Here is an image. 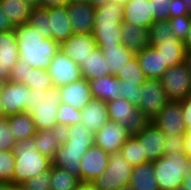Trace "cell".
I'll return each instance as SVG.
<instances>
[{
  "instance_id": "obj_6",
  "label": "cell",
  "mask_w": 191,
  "mask_h": 190,
  "mask_svg": "<svg viewBox=\"0 0 191 190\" xmlns=\"http://www.w3.org/2000/svg\"><path fill=\"white\" fill-rule=\"evenodd\" d=\"M133 166L129 164L120 151L110 153L109 163L103 174L92 183L98 190H117L130 184Z\"/></svg>"
},
{
  "instance_id": "obj_47",
  "label": "cell",
  "mask_w": 191,
  "mask_h": 190,
  "mask_svg": "<svg viewBox=\"0 0 191 190\" xmlns=\"http://www.w3.org/2000/svg\"><path fill=\"white\" fill-rule=\"evenodd\" d=\"M166 142L164 144L165 154L175 152H184L185 134L178 136H165Z\"/></svg>"
},
{
  "instance_id": "obj_40",
  "label": "cell",
  "mask_w": 191,
  "mask_h": 190,
  "mask_svg": "<svg viewBox=\"0 0 191 190\" xmlns=\"http://www.w3.org/2000/svg\"><path fill=\"white\" fill-rule=\"evenodd\" d=\"M81 122V111L71 106L61 103L57 113V125L59 129H64L71 125H77Z\"/></svg>"
},
{
  "instance_id": "obj_20",
  "label": "cell",
  "mask_w": 191,
  "mask_h": 190,
  "mask_svg": "<svg viewBox=\"0 0 191 190\" xmlns=\"http://www.w3.org/2000/svg\"><path fill=\"white\" fill-rule=\"evenodd\" d=\"M61 103L67 104L74 109H83L92 99L88 80L82 78L73 83L58 88Z\"/></svg>"
},
{
  "instance_id": "obj_1",
  "label": "cell",
  "mask_w": 191,
  "mask_h": 190,
  "mask_svg": "<svg viewBox=\"0 0 191 190\" xmlns=\"http://www.w3.org/2000/svg\"><path fill=\"white\" fill-rule=\"evenodd\" d=\"M14 31L20 60L29 67L47 70L60 50V44L53 39H45L39 30L28 23L15 26Z\"/></svg>"
},
{
  "instance_id": "obj_68",
  "label": "cell",
  "mask_w": 191,
  "mask_h": 190,
  "mask_svg": "<svg viewBox=\"0 0 191 190\" xmlns=\"http://www.w3.org/2000/svg\"><path fill=\"white\" fill-rule=\"evenodd\" d=\"M189 158V163H188V172H191V155H187Z\"/></svg>"
},
{
  "instance_id": "obj_48",
  "label": "cell",
  "mask_w": 191,
  "mask_h": 190,
  "mask_svg": "<svg viewBox=\"0 0 191 190\" xmlns=\"http://www.w3.org/2000/svg\"><path fill=\"white\" fill-rule=\"evenodd\" d=\"M28 69H32V67L19 60L11 69L10 82L24 83L27 80Z\"/></svg>"
},
{
  "instance_id": "obj_18",
  "label": "cell",
  "mask_w": 191,
  "mask_h": 190,
  "mask_svg": "<svg viewBox=\"0 0 191 190\" xmlns=\"http://www.w3.org/2000/svg\"><path fill=\"white\" fill-rule=\"evenodd\" d=\"M89 147L70 146L62 141L52 159V165L68 171L81 181L80 161Z\"/></svg>"
},
{
  "instance_id": "obj_29",
  "label": "cell",
  "mask_w": 191,
  "mask_h": 190,
  "mask_svg": "<svg viewBox=\"0 0 191 190\" xmlns=\"http://www.w3.org/2000/svg\"><path fill=\"white\" fill-rule=\"evenodd\" d=\"M129 185L133 190H159L158 182L154 175V163L145 162L134 166Z\"/></svg>"
},
{
  "instance_id": "obj_57",
  "label": "cell",
  "mask_w": 191,
  "mask_h": 190,
  "mask_svg": "<svg viewBox=\"0 0 191 190\" xmlns=\"http://www.w3.org/2000/svg\"><path fill=\"white\" fill-rule=\"evenodd\" d=\"M185 50H191V27L189 29L187 37L183 41Z\"/></svg>"
},
{
  "instance_id": "obj_38",
  "label": "cell",
  "mask_w": 191,
  "mask_h": 190,
  "mask_svg": "<svg viewBox=\"0 0 191 190\" xmlns=\"http://www.w3.org/2000/svg\"><path fill=\"white\" fill-rule=\"evenodd\" d=\"M49 12L46 8L35 7L31 13L28 24L42 33L45 39H51L52 32L49 30Z\"/></svg>"
},
{
  "instance_id": "obj_17",
  "label": "cell",
  "mask_w": 191,
  "mask_h": 190,
  "mask_svg": "<svg viewBox=\"0 0 191 190\" xmlns=\"http://www.w3.org/2000/svg\"><path fill=\"white\" fill-rule=\"evenodd\" d=\"M19 60L15 31L0 32V78L10 81L11 69Z\"/></svg>"
},
{
  "instance_id": "obj_61",
  "label": "cell",
  "mask_w": 191,
  "mask_h": 190,
  "mask_svg": "<svg viewBox=\"0 0 191 190\" xmlns=\"http://www.w3.org/2000/svg\"><path fill=\"white\" fill-rule=\"evenodd\" d=\"M185 140H191V123L185 130Z\"/></svg>"
},
{
  "instance_id": "obj_53",
  "label": "cell",
  "mask_w": 191,
  "mask_h": 190,
  "mask_svg": "<svg viewBox=\"0 0 191 190\" xmlns=\"http://www.w3.org/2000/svg\"><path fill=\"white\" fill-rule=\"evenodd\" d=\"M70 2L71 0H41L40 7L47 9L49 7L66 6Z\"/></svg>"
},
{
  "instance_id": "obj_59",
  "label": "cell",
  "mask_w": 191,
  "mask_h": 190,
  "mask_svg": "<svg viewBox=\"0 0 191 190\" xmlns=\"http://www.w3.org/2000/svg\"><path fill=\"white\" fill-rule=\"evenodd\" d=\"M16 187H14L9 182H0V190H15Z\"/></svg>"
},
{
  "instance_id": "obj_52",
  "label": "cell",
  "mask_w": 191,
  "mask_h": 190,
  "mask_svg": "<svg viewBox=\"0 0 191 190\" xmlns=\"http://www.w3.org/2000/svg\"><path fill=\"white\" fill-rule=\"evenodd\" d=\"M15 26L12 24V22L6 17L4 14V11L0 7V32H6L14 30Z\"/></svg>"
},
{
  "instance_id": "obj_71",
  "label": "cell",
  "mask_w": 191,
  "mask_h": 190,
  "mask_svg": "<svg viewBox=\"0 0 191 190\" xmlns=\"http://www.w3.org/2000/svg\"><path fill=\"white\" fill-rule=\"evenodd\" d=\"M154 1L166 2V1H171V0H154Z\"/></svg>"
},
{
  "instance_id": "obj_3",
  "label": "cell",
  "mask_w": 191,
  "mask_h": 190,
  "mask_svg": "<svg viewBox=\"0 0 191 190\" xmlns=\"http://www.w3.org/2000/svg\"><path fill=\"white\" fill-rule=\"evenodd\" d=\"M60 105L61 97L57 87L48 90L31 89L25 113L33 118L37 131L59 129L57 113Z\"/></svg>"
},
{
  "instance_id": "obj_12",
  "label": "cell",
  "mask_w": 191,
  "mask_h": 190,
  "mask_svg": "<svg viewBox=\"0 0 191 190\" xmlns=\"http://www.w3.org/2000/svg\"><path fill=\"white\" fill-rule=\"evenodd\" d=\"M152 122L165 136L185 134L186 126L183 119L181 102L169 101Z\"/></svg>"
},
{
  "instance_id": "obj_51",
  "label": "cell",
  "mask_w": 191,
  "mask_h": 190,
  "mask_svg": "<svg viewBox=\"0 0 191 190\" xmlns=\"http://www.w3.org/2000/svg\"><path fill=\"white\" fill-rule=\"evenodd\" d=\"M180 102H181L183 119L185 122V126L187 128L190 126L191 123V95L187 96L186 98H183L182 100H180Z\"/></svg>"
},
{
  "instance_id": "obj_58",
  "label": "cell",
  "mask_w": 191,
  "mask_h": 190,
  "mask_svg": "<svg viewBox=\"0 0 191 190\" xmlns=\"http://www.w3.org/2000/svg\"><path fill=\"white\" fill-rule=\"evenodd\" d=\"M109 0H90L89 3H91L95 8H99L101 6H104L108 3Z\"/></svg>"
},
{
  "instance_id": "obj_10",
  "label": "cell",
  "mask_w": 191,
  "mask_h": 190,
  "mask_svg": "<svg viewBox=\"0 0 191 190\" xmlns=\"http://www.w3.org/2000/svg\"><path fill=\"white\" fill-rule=\"evenodd\" d=\"M47 71L51 77L53 86L57 88L83 78L80 66L61 49L52 59Z\"/></svg>"
},
{
  "instance_id": "obj_65",
  "label": "cell",
  "mask_w": 191,
  "mask_h": 190,
  "mask_svg": "<svg viewBox=\"0 0 191 190\" xmlns=\"http://www.w3.org/2000/svg\"><path fill=\"white\" fill-rule=\"evenodd\" d=\"M6 118V115L4 113V108L2 105V101L0 100V119Z\"/></svg>"
},
{
  "instance_id": "obj_66",
  "label": "cell",
  "mask_w": 191,
  "mask_h": 190,
  "mask_svg": "<svg viewBox=\"0 0 191 190\" xmlns=\"http://www.w3.org/2000/svg\"><path fill=\"white\" fill-rule=\"evenodd\" d=\"M116 1L119 5L125 6L130 0H114Z\"/></svg>"
},
{
  "instance_id": "obj_33",
  "label": "cell",
  "mask_w": 191,
  "mask_h": 190,
  "mask_svg": "<svg viewBox=\"0 0 191 190\" xmlns=\"http://www.w3.org/2000/svg\"><path fill=\"white\" fill-rule=\"evenodd\" d=\"M6 119L16 142L32 138L37 133L35 123L30 114H12L6 116Z\"/></svg>"
},
{
  "instance_id": "obj_55",
  "label": "cell",
  "mask_w": 191,
  "mask_h": 190,
  "mask_svg": "<svg viewBox=\"0 0 191 190\" xmlns=\"http://www.w3.org/2000/svg\"><path fill=\"white\" fill-rule=\"evenodd\" d=\"M182 187H184L185 190H191V172H188L184 177Z\"/></svg>"
},
{
  "instance_id": "obj_9",
  "label": "cell",
  "mask_w": 191,
  "mask_h": 190,
  "mask_svg": "<svg viewBox=\"0 0 191 190\" xmlns=\"http://www.w3.org/2000/svg\"><path fill=\"white\" fill-rule=\"evenodd\" d=\"M133 134L142 141L147 162H154L164 156L165 134L152 121H143Z\"/></svg>"
},
{
  "instance_id": "obj_44",
  "label": "cell",
  "mask_w": 191,
  "mask_h": 190,
  "mask_svg": "<svg viewBox=\"0 0 191 190\" xmlns=\"http://www.w3.org/2000/svg\"><path fill=\"white\" fill-rule=\"evenodd\" d=\"M18 188L20 190H50V169L25 181Z\"/></svg>"
},
{
  "instance_id": "obj_37",
  "label": "cell",
  "mask_w": 191,
  "mask_h": 190,
  "mask_svg": "<svg viewBox=\"0 0 191 190\" xmlns=\"http://www.w3.org/2000/svg\"><path fill=\"white\" fill-rule=\"evenodd\" d=\"M119 80L125 81V83H135L138 86H142L148 79L145 73L141 70L139 60L135 56L131 62L127 64L119 74H117Z\"/></svg>"
},
{
  "instance_id": "obj_19",
  "label": "cell",
  "mask_w": 191,
  "mask_h": 190,
  "mask_svg": "<svg viewBox=\"0 0 191 190\" xmlns=\"http://www.w3.org/2000/svg\"><path fill=\"white\" fill-rule=\"evenodd\" d=\"M109 120L123 124L133 131L142 122L138 108L125 98H118L107 102Z\"/></svg>"
},
{
  "instance_id": "obj_13",
  "label": "cell",
  "mask_w": 191,
  "mask_h": 190,
  "mask_svg": "<svg viewBox=\"0 0 191 190\" xmlns=\"http://www.w3.org/2000/svg\"><path fill=\"white\" fill-rule=\"evenodd\" d=\"M110 154L93 144L83 154L80 161L81 181L92 182L104 173Z\"/></svg>"
},
{
  "instance_id": "obj_24",
  "label": "cell",
  "mask_w": 191,
  "mask_h": 190,
  "mask_svg": "<svg viewBox=\"0 0 191 190\" xmlns=\"http://www.w3.org/2000/svg\"><path fill=\"white\" fill-rule=\"evenodd\" d=\"M122 44L133 53H138L150 46L149 29L122 21Z\"/></svg>"
},
{
  "instance_id": "obj_70",
  "label": "cell",
  "mask_w": 191,
  "mask_h": 190,
  "mask_svg": "<svg viewBox=\"0 0 191 190\" xmlns=\"http://www.w3.org/2000/svg\"><path fill=\"white\" fill-rule=\"evenodd\" d=\"M172 190H185V188L180 186V187H177V188H173Z\"/></svg>"
},
{
  "instance_id": "obj_16",
  "label": "cell",
  "mask_w": 191,
  "mask_h": 190,
  "mask_svg": "<svg viewBox=\"0 0 191 190\" xmlns=\"http://www.w3.org/2000/svg\"><path fill=\"white\" fill-rule=\"evenodd\" d=\"M96 48L93 33L72 34L60 44V49L79 66H84V61Z\"/></svg>"
},
{
  "instance_id": "obj_67",
  "label": "cell",
  "mask_w": 191,
  "mask_h": 190,
  "mask_svg": "<svg viewBox=\"0 0 191 190\" xmlns=\"http://www.w3.org/2000/svg\"><path fill=\"white\" fill-rule=\"evenodd\" d=\"M117 190H133V189L131 188L130 185H128V186H123L121 188H118Z\"/></svg>"
},
{
  "instance_id": "obj_25",
  "label": "cell",
  "mask_w": 191,
  "mask_h": 190,
  "mask_svg": "<svg viewBox=\"0 0 191 190\" xmlns=\"http://www.w3.org/2000/svg\"><path fill=\"white\" fill-rule=\"evenodd\" d=\"M136 57L139 60L141 70L147 78L160 79L162 74L169 68L164 64L161 54L153 46H148L139 51L136 53Z\"/></svg>"
},
{
  "instance_id": "obj_27",
  "label": "cell",
  "mask_w": 191,
  "mask_h": 190,
  "mask_svg": "<svg viewBox=\"0 0 191 190\" xmlns=\"http://www.w3.org/2000/svg\"><path fill=\"white\" fill-rule=\"evenodd\" d=\"M158 53L161 54L164 64L168 67H173L184 63L185 48L183 41L175 38L160 39L153 46Z\"/></svg>"
},
{
  "instance_id": "obj_21",
  "label": "cell",
  "mask_w": 191,
  "mask_h": 190,
  "mask_svg": "<svg viewBox=\"0 0 191 190\" xmlns=\"http://www.w3.org/2000/svg\"><path fill=\"white\" fill-rule=\"evenodd\" d=\"M123 21L150 28L156 21L150 0H130L123 7Z\"/></svg>"
},
{
  "instance_id": "obj_36",
  "label": "cell",
  "mask_w": 191,
  "mask_h": 190,
  "mask_svg": "<svg viewBox=\"0 0 191 190\" xmlns=\"http://www.w3.org/2000/svg\"><path fill=\"white\" fill-rule=\"evenodd\" d=\"M80 181L68 171L51 165L50 190H74Z\"/></svg>"
},
{
  "instance_id": "obj_34",
  "label": "cell",
  "mask_w": 191,
  "mask_h": 190,
  "mask_svg": "<svg viewBox=\"0 0 191 190\" xmlns=\"http://www.w3.org/2000/svg\"><path fill=\"white\" fill-rule=\"evenodd\" d=\"M63 141L70 146L90 147L94 144V134L79 123L63 129Z\"/></svg>"
},
{
  "instance_id": "obj_30",
  "label": "cell",
  "mask_w": 191,
  "mask_h": 190,
  "mask_svg": "<svg viewBox=\"0 0 191 190\" xmlns=\"http://www.w3.org/2000/svg\"><path fill=\"white\" fill-rule=\"evenodd\" d=\"M82 77L86 80L100 79L111 75L105 56L97 47L84 61V66H80Z\"/></svg>"
},
{
  "instance_id": "obj_45",
  "label": "cell",
  "mask_w": 191,
  "mask_h": 190,
  "mask_svg": "<svg viewBox=\"0 0 191 190\" xmlns=\"http://www.w3.org/2000/svg\"><path fill=\"white\" fill-rule=\"evenodd\" d=\"M120 85L122 86V92L119 98H125L129 103L138 108L141 103V86L135 83H125L123 80H120Z\"/></svg>"
},
{
  "instance_id": "obj_63",
  "label": "cell",
  "mask_w": 191,
  "mask_h": 190,
  "mask_svg": "<svg viewBox=\"0 0 191 190\" xmlns=\"http://www.w3.org/2000/svg\"><path fill=\"white\" fill-rule=\"evenodd\" d=\"M6 82L7 81L5 79L0 78V96L2 95V92H3V89H4Z\"/></svg>"
},
{
  "instance_id": "obj_42",
  "label": "cell",
  "mask_w": 191,
  "mask_h": 190,
  "mask_svg": "<svg viewBox=\"0 0 191 190\" xmlns=\"http://www.w3.org/2000/svg\"><path fill=\"white\" fill-rule=\"evenodd\" d=\"M150 46H154L160 39L173 37L169 20H157L149 28Z\"/></svg>"
},
{
  "instance_id": "obj_5",
  "label": "cell",
  "mask_w": 191,
  "mask_h": 190,
  "mask_svg": "<svg viewBox=\"0 0 191 190\" xmlns=\"http://www.w3.org/2000/svg\"><path fill=\"white\" fill-rule=\"evenodd\" d=\"M153 163L159 190H172L182 186L184 177L188 173L189 163V158L185 152L164 154L163 157Z\"/></svg>"
},
{
  "instance_id": "obj_49",
  "label": "cell",
  "mask_w": 191,
  "mask_h": 190,
  "mask_svg": "<svg viewBox=\"0 0 191 190\" xmlns=\"http://www.w3.org/2000/svg\"><path fill=\"white\" fill-rule=\"evenodd\" d=\"M150 1L153 7V13H154L156 21L169 20L170 1H166V2H160V1H154V0H150Z\"/></svg>"
},
{
  "instance_id": "obj_56",
  "label": "cell",
  "mask_w": 191,
  "mask_h": 190,
  "mask_svg": "<svg viewBox=\"0 0 191 190\" xmlns=\"http://www.w3.org/2000/svg\"><path fill=\"white\" fill-rule=\"evenodd\" d=\"M184 63L186 64L187 68L191 73V50H185Z\"/></svg>"
},
{
  "instance_id": "obj_14",
  "label": "cell",
  "mask_w": 191,
  "mask_h": 190,
  "mask_svg": "<svg viewBox=\"0 0 191 190\" xmlns=\"http://www.w3.org/2000/svg\"><path fill=\"white\" fill-rule=\"evenodd\" d=\"M30 88L24 83H13L7 81L0 100L6 116L12 114L25 113L28 106Z\"/></svg>"
},
{
  "instance_id": "obj_11",
  "label": "cell",
  "mask_w": 191,
  "mask_h": 190,
  "mask_svg": "<svg viewBox=\"0 0 191 190\" xmlns=\"http://www.w3.org/2000/svg\"><path fill=\"white\" fill-rule=\"evenodd\" d=\"M133 134V130L123 124L108 120V122L94 134V144L104 151L114 153L120 151L123 144Z\"/></svg>"
},
{
  "instance_id": "obj_62",
  "label": "cell",
  "mask_w": 191,
  "mask_h": 190,
  "mask_svg": "<svg viewBox=\"0 0 191 190\" xmlns=\"http://www.w3.org/2000/svg\"><path fill=\"white\" fill-rule=\"evenodd\" d=\"M185 3L187 11L191 14V0H182Z\"/></svg>"
},
{
  "instance_id": "obj_26",
  "label": "cell",
  "mask_w": 191,
  "mask_h": 190,
  "mask_svg": "<svg viewBox=\"0 0 191 190\" xmlns=\"http://www.w3.org/2000/svg\"><path fill=\"white\" fill-rule=\"evenodd\" d=\"M93 98L109 102L118 99L122 86L117 76L108 75L100 79L88 80Z\"/></svg>"
},
{
  "instance_id": "obj_8",
  "label": "cell",
  "mask_w": 191,
  "mask_h": 190,
  "mask_svg": "<svg viewBox=\"0 0 191 190\" xmlns=\"http://www.w3.org/2000/svg\"><path fill=\"white\" fill-rule=\"evenodd\" d=\"M160 80L170 101H180L191 95V73L185 63L169 67Z\"/></svg>"
},
{
  "instance_id": "obj_35",
  "label": "cell",
  "mask_w": 191,
  "mask_h": 190,
  "mask_svg": "<svg viewBox=\"0 0 191 190\" xmlns=\"http://www.w3.org/2000/svg\"><path fill=\"white\" fill-rule=\"evenodd\" d=\"M125 160L133 167L147 162L142 150V141L132 134L120 149Z\"/></svg>"
},
{
  "instance_id": "obj_2",
  "label": "cell",
  "mask_w": 191,
  "mask_h": 190,
  "mask_svg": "<svg viewBox=\"0 0 191 190\" xmlns=\"http://www.w3.org/2000/svg\"><path fill=\"white\" fill-rule=\"evenodd\" d=\"M12 150L16 158L13 173L16 188L51 168L52 160L37 150L34 137L16 142Z\"/></svg>"
},
{
  "instance_id": "obj_50",
  "label": "cell",
  "mask_w": 191,
  "mask_h": 190,
  "mask_svg": "<svg viewBox=\"0 0 191 190\" xmlns=\"http://www.w3.org/2000/svg\"><path fill=\"white\" fill-rule=\"evenodd\" d=\"M170 14L169 18L179 17L182 15H191L182 0H171L170 3Z\"/></svg>"
},
{
  "instance_id": "obj_54",
  "label": "cell",
  "mask_w": 191,
  "mask_h": 190,
  "mask_svg": "<svg viewBox=\"0 0 191 190\" xmlns=\"http://www.w3.org/2000/svg\"><path fill=\"white\" fill-rule=\"evenodd\" d=\"M74 190H98L92 182L80 181Z\"/></svg>"
},
{
  "instance_id": "obj_15",
  "label": "cell",
  "mask_w": 191,
  "mask_h": 190,
  "mask_svg": "<svg viewBox=\"0 0 191 190\" xmlns=\"http://www.w3.org/2000/svg\"><path fill=\"white\" fill-rule=\"evenodd\" d=\"M73 34L93 33L96 8L89 2H73L67 5Z\"/></svg>"
},
{
  "instance_id": "obj_64",
  "label": "cell",
  "mask_w": 191,
  "mask_h": 190,
  "mask_svg": "<svg viewBox=\"0 0 191 190\" xmlns=\"http://www.w3.org/2000/svg\"><path fill=\"white\" fill-rule=\"evenodd\" d=\"M28 3H31L35 7H40L41 0H26Z\"/></svg>"
},
{
  "instance_id": "obj_60",
  "label": "cell",
  "mask_w": 191,
  "mask_h": 190,
  "mask_svg": "<svg viewBox=\"0 0 191 190\" xmlns=\"http://www.w3.org/2000/svg\"><path fill=\"white\" fill-rule=\"evenodd\" d=\"M184 152L186 155H191V140H185Z\"/></svg>"
},
{
  "instance_id": "obj_22",
  "label": "cell",
  "mask_w": 191,
  "mask_h": 190,
  "mask_svg": "<svg viewBox=\"0 0 191 190\" xmlns=\"http://www.w3.org/2000/svg\"><path fill=\"white\" fill-rule=\"evenodd\" d=\"M81 111V122L93 134L109 120L107 102L93 98Z\"/></svg>"
},
{
  "instance_id": "obj_7",
  "label": "cell",
  "mask_w": 191,
  "mask_h": 190,
  "mask_svg": "<svg viewBox=\"0 0 191 190\" xmlns=\"http://www.w3.org/2000/svg\"><path fill=\"white\" fill-rule=\"evenodd\" d=\"M141 103L138 107L143 121H153L170 101L164 93L160 79L148 78L141 86Z\"/></svg>"
},
{
  "instance_id": "obj_28",
  "label": "cell",
  "mask_w": 191,
  "mask_h": 190,
  "mask_svg": "<svg viewBox=\"0 0 191 190\" xmlns=\"http://www.w3.org/2000/svg\"><path fill=\"white\" fill-rule=\"evenodd\" d=\"M106 58L109 71L112 76H117L122 68L127 66L131 60L136 56L123 44L120 46H97Z\"/></svg>"
},
{
  "instance_id": "obj_4",
  "label": "cell",
  "mask_w": 191,
  "mask_h": 190,
  "mask_svg": "<svg viewBox=\"0 0 191 190\" xmlns=\"http://www.w3.org/2000/svg\"><path fill=\"white\" fill-rule=\"evenodd\" d=\"M123 6L114 0L96 8L93 36L97 46L122 45Z\"/></svg>"
},
{
  "instance_id": "obj_41",
  "label": "cell",
  "mask_w": 191,
  "mask_h": 190,
  "mask_svg": "<svg viewBox=\"0 0 191 190\" xmlns=\"http://www.w3.org/2000/svg\"><path fill=\"white\" fill-rule=\"evenodd\" d=\"M15 161L12 149L0 152V182H9L13 185Z\"/></svg>"
},
{
  "instance_id": "obj_39",
  "label": "cell",
  "mask_w": 191,
  "mask_h": 190,
  "mask_svg": "<svg viewBox=\"0 0 191 190\" xmlns=\"http://www.w3.org/2000/svg\"><path fill=\"white\" fill-rule=\"evenodd\" d=\"M30 89L48 90L53 87L51 77L46 69H28L27 80L24 82Z\"/></svg>"
},
{
  "instance_id": "obj_32",
  "label": "cell",
  "mask_w": 191,
  "mask_h": 190,
  "mask_svg": "<svg viewBox=\"0 0 191 190\" xmlns=\"http://www.w3.org/2000/svg\"><path fill=\"white\" fill-rule=\"evenodd\" d=\"M34 139L37 150L52 160L63 141V130L48 129L37 131Z\"/></svg>"
},
{
  "instance_id": "obj_23",
  "label": "cell",
  "mask_w": 191,
  "mask_h": 190,
  "mask_svg": "<svg viewBox=\"0 0 191 190\" xmlns=\"http://www.w3.org/2000/svg\"><path fill=\"white\" fill-rule=\"evenodd\" d=\"M47 10L50 19L49 30L52 32L51 39L61 44L73 34L67 6L49 7Z\"/></svg>"
},
{
  "instance_id": "obj_46",
  "label": "cell",
  "mask_w": 191,
  "mask_h": 190,
  "mask_svg": "<svg viewBox=\"0 0 191 190\" xmlns=\"http://www.w3.org/2000/svg\"><path fill=\"white\" fill-rule=\"evenodd\" d=\"M16 140L13 137L7 119H0V152L13 149Z\"/></svg>"
},
{
  "instance_id": "obj_31",
  "label": "cell",
  "mask_w": 191,
  "mask_h": 190,
  "mask_svg": "<svg viewBox=\"0 0 191 190\" xmlns=\"http://www.w3.org/2000/svg\"><path fill=\"white\" fill-rule=\"evenodd\" d=\"M0 7L14 26L27 24L35 8L26 0H0Z\"/></svg>"
},
{
  "instance_id": "obj_69",
  "label": "cell",
  "mask_w": 191,
  "mask_h": 190,
  "mask_svg": "<svg viewBox=\"0 0 191 190\" xmlns=\"http://www.w3.org/2000/svg\"><path fill=\"white\" fill-rule=\"evenodd\" d=\"M73 2H90V0H71Z\"/></svg>"
},
{
  "instance_id": "obj_43",
  "label": "cell",
  "mask_w": 191,
  "mask_h": 190,
  "mask_svg": "<svg viewBox=\"0 0 191 190\" xmlns=\"http://www.w3.org/2000/svg\"><path fill=\"white\" fill-rule=\"evenodd\" d=\"M172 35L184 41L191 27V15L169 18Z\"/></svg>"
}]
</instances>
